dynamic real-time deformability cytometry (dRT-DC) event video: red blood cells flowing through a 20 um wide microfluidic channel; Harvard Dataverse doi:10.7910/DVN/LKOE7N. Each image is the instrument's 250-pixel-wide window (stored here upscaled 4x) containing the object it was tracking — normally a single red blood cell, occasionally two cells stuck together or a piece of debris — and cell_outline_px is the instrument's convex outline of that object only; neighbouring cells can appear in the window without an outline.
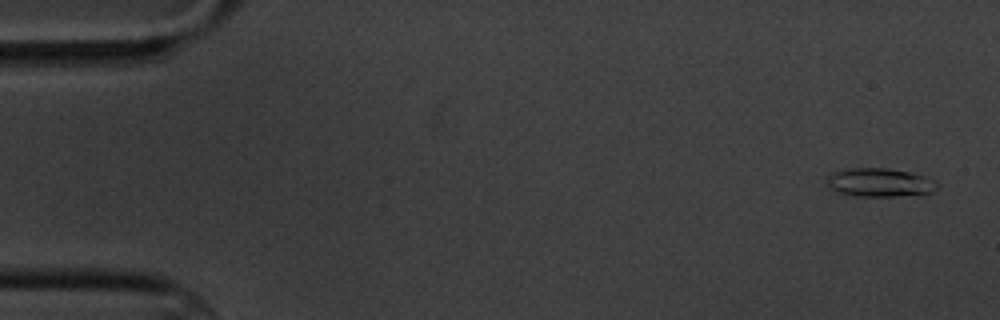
{"species": "common noctule bat (a hibernating species)", "species_latin": "Nyctalus noctula", "temperature_condition": "cold", "stored_images_in_passage": 4, "camera_frame_rate_fps": 3000, "um_per_image_px": 0.085, "animal": {"sex": "male", "body_mass_g": 20.1, "forearm_length_mm": 53.5}, "frame": {"image": 1, "passage_image": 1, "time_ms": 0.0, "image_size_px": [1000, 320], "cell_outline_px": [[936, 188], [932, 192], [892, 196], [856, 196], [840, 192], [828, 188], [824, 176], [832, 172], [852, 168], [888, 168], [928, 176], [936, 180]], "centroid_in_image_um": [74.72, 15.49], "position_along_channel_um": 10.3, "area_um2": 18.38}}
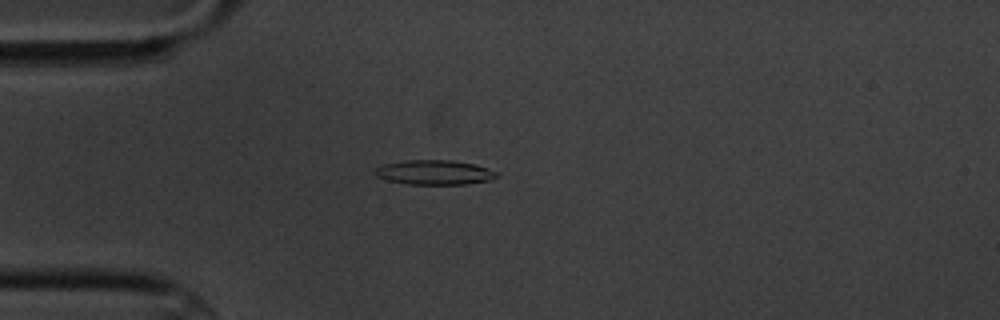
{"frame": {"image": 2, "passage_image": 4, "time_ms": 4.333, "image_size_px": [1000, 320], "cell_outline_px": [[500, 176], [492, 180], [468, 184], [408, 184], [388, 180], [376, 176], [372, 172], [372, 168], [384, 164], [404, 160], [452, 160], [476, 164], [488, 168], [496, 172]], "centroid_in_image_um": [36.92, 14.65], "position_along_channel_um": 48.1, "area_um2": 17.74}}